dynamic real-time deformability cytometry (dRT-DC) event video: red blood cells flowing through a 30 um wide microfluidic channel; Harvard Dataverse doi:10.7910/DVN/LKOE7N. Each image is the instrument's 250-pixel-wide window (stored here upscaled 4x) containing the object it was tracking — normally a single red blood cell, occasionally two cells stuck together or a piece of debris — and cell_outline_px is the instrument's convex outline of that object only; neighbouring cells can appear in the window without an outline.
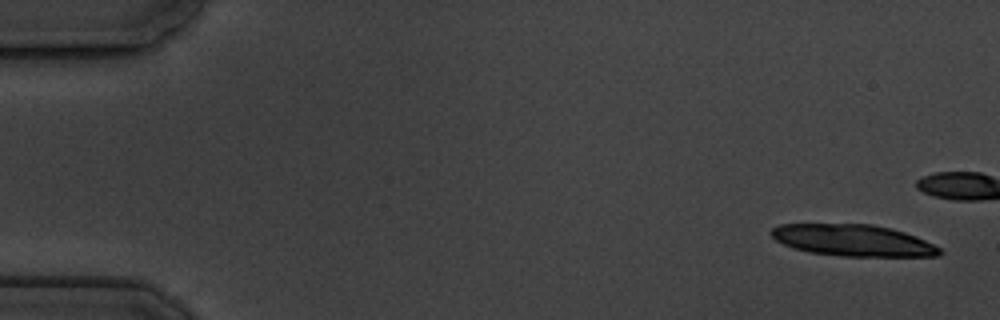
{"species": "common noctule bat (a hibernating species)", "species_latin": "Nyctalus noctula", "temperature_condition": "cold", "stored_images_in_passage": 11, "camera_frame_rate_fps": 3000, "um_per_image_px": 0.085, "animal": {"sex": "male", "body_mass_g": 19.5, "forearm_length_mm": 54.6}, "frame": {"image": 1, "passage_image": 1, "time_ms": 0.0, "image_size_px": [1000, 320], "cell_outline_px": [[944, 252], [936, 256], [844, 256], [808, 252], [792, 248], [776, 240], [768, 232], [772, 228], [780, 224], [872, 224], [892, 228], [916, 236], [940, 248]], "centroid_in_image_um": [72.49, 20.42], "position_along_channel_um": 12.5, "area_um2": 30.98}}